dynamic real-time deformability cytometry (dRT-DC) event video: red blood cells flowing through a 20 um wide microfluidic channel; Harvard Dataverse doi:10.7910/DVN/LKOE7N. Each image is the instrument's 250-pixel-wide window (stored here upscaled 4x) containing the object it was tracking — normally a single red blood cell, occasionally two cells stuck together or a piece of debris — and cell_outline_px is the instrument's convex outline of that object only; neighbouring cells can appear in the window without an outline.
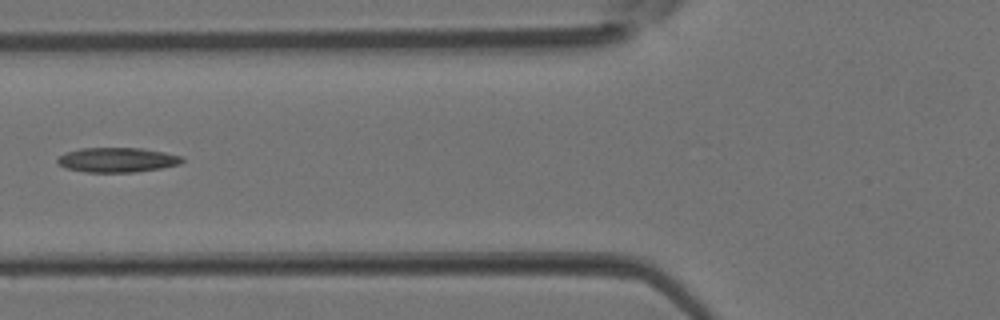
{"species": "Egyptian fruit bat (a non-hibernating species)", "species_latin": "Rousettus aegyptiacus", "temperature_condition": "room temperature", "stored_images_in_passage": 4, "camera_frame_rate_fps": 3000, "um_per_image_px": 0.085, "animal": {"sex": "female"}, "frame": {"image": 1, "passage_image": 4, "time_ms": 1.0, "image_size_px": [1000, 320], "cell_outline_px": [[184, 160], [180, 164], [160, 168], [136, 172], [84, 172], [64, 168], [56, 160], [64, 152], [80, 148], [144, 148], [164, 152], [180, 156]], "centroid_in_image_um": [9.93, 13.59], "position_along_channel_um": 115.9, "area_um2": 17.98}}